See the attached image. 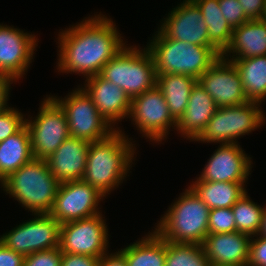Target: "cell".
Listing matches in <instances>:
<instances>
[{
    "mask_svg": "<svg viewBox=\"0 0 266 266\" xmlns=\"http://www.w3.org/2000/svg\"><path fill=\"white\" fill-rule=\"evenodd\" d=\"M232 55V56H231ZM266 55V22L248 20L233 29L229 46L221 56L229 61Z\"/></svg>",
    "mask_w": 266,
    "mask_h": 266,
    "instance_id": "cell-22",
    "label": "cell"
},
{
    "mask_svg": "<svg viewBox=\"0 0 266 266\" xmlns=\"http://www.w3.org/2000/svg\"><path fill=\"white\" fill-rule=\"evenodd\" d=\"M109 252L99 258V266H127L124 254L120 249L114 253Z\"/></svg>",
    "mask_w": 266,
    "mask_h": 266,
    "instance_id": "cell-40",
    "label": "cell"
},
{
    "mask_svg": "<svg viewBox=\"0 0 266 266\" xmlns=\"http://www.w3.org/2000/svg\"><path fill=\"white\" fill-rule=\"evenodd\" d=\"M249 20H261L266 0H238Z\"/></svg>",
    "mask_w": 266,
    "mask_h": 266,
    "instance_id": "cell-37",
    "label": "cell"
},
{
    "mask_svg": "<svg viewBox=\"0 0 266 266\" xmlns=\"http://www.w3.org/2000/svg\"><path fill=\"white\" fill-rule=\"evenodd\" d=\"M219 8L232 29L247 22L249 19L243 12L242 5L238 0H218Z\"/></svg>",
    "mask_w": 266,
    "mask_h": 266,
    "instance_id": "cell-33",
    "label": "cell"
},
{
    "mask_svg": "<svg viewBox=\"0 0 266 266\" xmlns=\"http://www.w3.org/2000/svg\"><path fill=\"white\" fill-rule=\"evenodd\" d=\"M146 48L156 74H182L196 80L221 56L213 46H199L165 37L158 29Z\"/></svg>",
    "mask_w": 266,
    "mask_h": 266,
    "instance_id": "cell-4",
    "label": "cell"
},
{
    "mask_svg": "<svg viewBox=\"0 0 266 266\" xmlns=\"http://www.w3.org/2000/svg\"><path fill=\"white\" fill-rule=\"evenodd\" d=\"M59 184L46 160L33 159L11 173L0 187L33 215L51 212Z\"/></svg>",
    "mask_w": 266,
    "mask_h": 266,
    "instance_id": "cell-3",
    "label": "cell"
},
{
    "mask_svg": "<svg viewBox=\"0 0 266 266\" xmlns=\"http://www.w3.org/2000/svg\"><path fill=\"white\" fill-rule=\"evenodd\" d=\"M33 216L1 235L0 242L24 256L60 247L61 224L50 214Z\"/></svg>",
    "mask_w": 266,
    "mask_h": 266,
    "instance_id": "cell-11",
    "label": "cell"
},
{
    "mask_svg": "<svg viewBox=\"0 0 266 266\" xmlns=\"http://www.w3.org/2000/svg\"><path fill=\"white\" fill-rule=\"evenodd\" d=\"M173 201L154 230L171 243L201 245L208 235L210 209L189 186Z\"/></svg>",
    "mask_w": 266,
    "mask_h": 266,
    "instance_id": "cell-5",
    "label": "cell"
},
{
    "mask_svg": "<svg viewBox=\"0 0 266 266\" xmlns=\"http://www.w3.org/2000/svg\"><path fill=\"white\" fill-rule=\"evenodd\" d=\"M188 186L209 209L232 208L248 192L246 183L202 181L199 177Z\"/></svg>",
    "mask_w": 266,
    "mask_h": 266,
    "instance_id": "cell-24",
    "label": "cell"
},
{
    "mask_svg": "<svg viewBox=\"0 0 266 266\" xmlns=\"http://www.w3.org/2000/svg\"><path fill=\"white\" fill-rule=\"evenodd\" d=\"M101 13L59 32L56 62L59 73L81 74L84 79L97 75L127 44L115 21Z\"/></svg>",
    "mask_w": 266,
    "mask_h": 266,
    "instance_id": "cell-1",
    "label": "cell"
},
{
    "mask_svg": "<svg viewBox=\"0 0 266 266\" xmlns=\"http://www.w3.org/2000/svg\"><path fill=\"white\" fill-rule=\"evenodd\" d=\"M197 80L182 74H157L156 86L162 91L173 119L183 116L192 87Z\"/></svg>",
    "mask_w": 266,
    "mask_h": 266,
    "instance_id": "cell-26",
    "label": "cell"
},
{
    "mask_svg": "<svg viewBox=\"0 0 266 266\" xmlns=\"http://www.w3.org/2000/svg\"><path fill=\"white\" fill-rule=\"evenodd\" d=\"M218 107L248 102L237 68L220 56L197 80Z\"/></svg>",
    "mask_w": 266,
    "mask_h": 266,
    "instance_id": "cell-17",
    "label": "cell"
},
{
    "mask_svg": "<svg viewBox=\"0 0 266 266\" xmlns=\"http://www.w3.org/2000/svg\"><path fill=\"white\" fill-rule=\"evenodd\" d=\"M49 96L63 110L70 137L96 142L108 138L116 131L97 111L91 98L79 85L64 98Z\"/></svg>",
    "mask_w": 266,
    "mask_h": 266,
    "instance_id": "cell-8",
    "label": "cell"
},
{
    "mask_svg": "<svg viewBox=\"0 0 266 266\" xmlns=\"http://www.w3.org/2000/svg\"><path fill=\"white\" fill-rule=\"evenodd\" d=\"M202 245L166 241L165 266H210Z\"/></svg>",
    "mask_w": 266,
    "mask_h": 266,
    "instance_id": "cell-30",
    "label": "cell"
},
{
    "mask_svg": "<svg viewBox=\"0 0 266 266\" xmlns=\"http://www.w3.org/2000/svg\"><path fill=\"white\" fill-rule=\"evenodd\" d=\"M25 256L12 251L0 242V266H23Z\"/></svg>",
    "mask_w": 266,
    "mask_h": 266,
    "instance_id": "cell-38",
    "label": "cell"
},
{
    "mask_svg": "<svg viewBox=\"0 0 266 266\" xmlns=\"http://www.w3.org/2000/svg\"><path fill=\"white\" fill-rule=\"evenodd\" d=\"M251 159L240 143L221 144L198 176L202 181L246 183L252 172Z\"/></svg>",
    "mask_w": 266,
    "mask_h": 266,
    "instance_id": "cell-16",
    "label": "cell"
},
{
    "mask_svg": "<svg viewBox=\"0 0 266 266\" xmlns=\"http://www.w3.org/2000/svg\"><path fill=\"white\" fill-rule=\"evenodd\" d=\"M132 138L119 129L102 141L90 142L83 181L106 198L119 188L133 167L137 150ZM136 154V155H135Z\"/></svg>",
    "mask_w": 266,
    "mask_h": 266,
    "instance_id": "cell-2",
    "label": "cell"
},
{
    "mask_svg": "<svg viewBox=\"0 0 266 266\" xmlns=\"http://www.w3.org/2000/svg\"><path fill=\"white\" fill-rule=\"evenodd\" d=\"M25 117L26 114L11 106L0 112V142L19 131L26 124Z\"/></svg>",
    "mask_w": 266,
    "mask_h": 266,
    "instance_id": "cell-32",
    "label": "cell"
},
{
    "mask_svg": "<svg viewBox=\"0 0 266 266\" xmlns=\"http://www.w3.org/2000/svg\"><path fill=\"white\" fill-rule=\"evenodd\" d=\"M83 84L81 88L91 98L97 111L114 129L119 130L121 127H117L118 123L129 116L130 97L119 86L99 74L85 79Z\"/></svg>",
    "mask_w": 266,
    "mask_h": 266,
    "instance_id": "cell-18",
    "label": "cell"
},
{
    "mask_svg": "<svg viewBox=\"0 0 266 266\" xmlns=\"http://www.w3.org/2000/svg\"><path fill=\"white\" fill-rule=\"evenodd\" d=\"M261 19L266 22V1H265L264 11H263V15Z\"/></svg>",
    "mask_w": 266,
    "mask_h": 266,
    "instance_id": "cell-42",
    "label": "cell"
},
{
    "mask_svg": "<svg viewBox=\"0 0 266 266\" xmlns=\"http://www.w3.org/2000/svg\"><path fill=\"white\" fill-rule=\"evenodd\" d=\"M234 231H236V223L231 208L210 209L208 234H223Z\"/></svg>",
    "mask_w": 266,
    "mask_h": 266,
    "instance_id": "cell-31",
    "label": "cell"
},
{
    "mask_svg": "<svg viewBox=\"0 0 266 266\" xmlns=\"http://www.w3.org/2000/svg\"><path fill=\"white\" fill-rule=\"evenodd\" d=\"M128 118L136 126L137 131H140L142 137L157 145L168 138L173 131L171 128L176 130L177 127L163 93L157 86L131 99Z\"/></svg>",
    "mask_w": 266,
    "mask_h": 266,
    "instance_id": "cell-10",
    "label": "cell"
},
{
    "mask_svg": "<svg viewBox=\"0 0 266 266\" xmlns=\"http://www.w3.org/2000/svg\"><path fill=\"white\" fill-rule=\"evenodd\" d=\"M61 266H99V258L62 252Z\"/></svg>",
    "mask_w": 266,
    "mask_h": 266,
    "instance_id": "cell-36",
    "label": "cell"
},
{
    "mask_svg": "<svg viewBox=\"0 0 266 266\" xmlns=\"http://www.w3.org/2000/svg\"><path fill=\"white\" fill-rule=\"evenodd\" d=\"M126 44L99 75L119 86L130 99L156 86L154 60L146 46Z\"/></svg>",
    "mask_w": 266,
    "mask_h": 266,
    "instance_id": "cell-6",
    "label": "cell"
},
{
    "mask_svg": "<svg viewBox=\"0 0 266 266\" xmlns=\"http://www.w3.org/2000/svg\"><path fill=\"white\" fill-rule=\"evenodd\" d=\"M218 106L197 81L192 87L183 116L178 120L176 131L180 137L194 141L215 114Z\"/></svg>",
    "mask_w": 266,
    "mask_h": 266,
    "instance_id": "cell-21",
    "label": "cell"
},
{
    "mask_svg": "<svg viewBox=\"0 0 266 266\" xmlns=\"http://www.w3.org/2000/svg\"><path fill=\"white\" fill-rule=\"evenodd\" d=\"M202 12L204 22L207 26L210 44L222 54L229 46L233 29L225 20L218 0H193Z\"/></svg>",
    "mask_w": 266,
    "mask_h": 266,
    "instance_id": "cell-28",
    "label": "cell"
},
{
    "mask_svg": "<svg viewBox=\"0 0 266 266\" xmlns=\"http://www.w3.org/2000/svg\"><path fill=\"white\" fill-rule=\"evenodd\" d=\"M33 159L31 136L25 124L18 132L0 142V184Z\"/></svg>",
    "mask_w": 266,
    "mask_h": 266,
    "instance_id": "cell-23",
    "label": "cell"
},
{
    "mask_svg": "<svg viewBox=\"0 0 266 266\" xmlns=\"http://www.w3.org/2000/svg\"><path fill=\"white\" fill-rule=\"evenodd\" d=\"M127 266H165L166 240L155 230L121 248Z\"/></svg>",
    "mask_w": 266,
    "mask_h": 266,
    "instance_id": "cell-25",
    "label": "cell"
},
{
    "mask_svg": "<svg viewBox=\"0 0 266 266\" xmlns=\"http://www.w3.org/2000/svg\"><path fill=\"white\" fill-rule=\"evenodd\" d=\"M90 142L69 137L46 159L50 172L62 183L82 180Z\"/></svg>",
    "mask_w": 266,
    "mask_h": 266,
    "instance_id": "cell-20",
    "label": "cell"
},
{
    "mask_svg": "<svg viewBox=\"0 0 266 266\" xmlns=\"http://www.w3.org/2000/svg\"><path fill=\"white\" fill-rule=\"evenodd\" d=\"M16 83L10 76L0 74V112L9 107L11 85Z\"/></svg>",
    "mask_w": 266,
    "mask_h": 266,
    "instance_id": "cell-39",
    "label": "cell"
},
{
    "mask_svg": "<svg viewBox=\"0 0 266 266\" xmlns=\"http://www.w3.org/2000/svg\"><path fill=\"white\" fill-rule=\"evenodd\" d=\"M247 266H266V238L256 235L250 240L249 261Z\"/></svg>",
    "mask_w": 266,
    "mask_h": 266,
    "instance_id": "cell-35",
    "label": "cell"
},
{
    "mask_svg": "<svg viewBox=\"0 0 266 266\" xmlns=\"http://www.w3.org/2000/svg\"><path fill=\"white\" fill-rule=\"evenodd\" d=\"M104 195L83 180L59 184L54 206L49 213L60 224L88 218L102 213L100 206Z\"/></svg>",
    "mask_w": 266,
    "mask_h": 266,
    "instance_id": "cell-13",
    "label": "cell"
},
{
    "mask_svg": "<svg viewBox=\"0 0 266 266\" xmlns=\"http://www.w3.org/2000/svg\"><path fill=\"white\" fill-rule=\"evenodd\" d=\"M61 255L59 247L37 251L25 256L23 266H61Z\"/></svg>",
    "mask_w": 266,
    "mask_h": 266,
    "instance_id": "cell-34",
    "label": "cell"
},
{
    "mask_svg": "<svg viewBox=\"0 0 266 266\" xmlns=\"http://www.w3.org/2000/svg\"><path fill=\"white\" fill-rule=\"evenodd\" d=\"M264 205L252 201L248 192L231 208L235 217L236 231L256 236L259 233Z\"/></svg>",
    "mask_w": 266,
    "mask_h": 266,
    "instance_id": "cell-29",
    "label": "cell"
},
{
    "mask_svg": "<svg viewBox=\"0 0 266 266\" xmlns=\"http://www.w3.org/2000/svg\"><path fill=\"white\" fill-rule=\"evenodd\" d=\"M242 87L248 101L263 103L266 100V55L236 59Z\"/></svg>",
    "mask_w": 266,
    "mask_h": 266,
    "instance_id": "cell-27",
    "label": "cell"
},
{
    "mask_svg": "<svg viewBox=\"0 0 266 266\" xmlns=\"http://www.w3.org/2000/svg\"><path fill=\"white\" fill-rule=\"evenodd\" d=\"M265 121V112L258 102L248 101L244 104L218 107L193 142L220 145L239 143V138L261 128Z\"/></svg>",
    "mask_w": 266,
    "mask_h": 266,
    "instance_id": "cell-7",
    "label": "cell"
},
{
    "mask_svg": "<svg viewBox=\"0 0 266 266\" xmlns=\"http://www.w3.org/2000/svg\"><path fill=\"white\" fill-rule=\"evenodd\" d=\"M161 21L158 30L165 37L193 45L212 46L202 12L193 0H183Z\"/></svg>",
    "mask_w": 266,
    "mask_h": 266,
    "instance_id": "cell-15",
    "label": "cell"
},
{
    "mask_svg": "<svg viewBox=\"0 0 266 266\" xmlns=\"http://www.w3.org/2000/svg\"><path fill=\"white\" fill-rule=\"evenodd\" d=\"M38 110L36 116H26V125L34 159L46 160L70 137V132L63 110L49 95L44 96Z\"/></svg>",
    "mask_w": 266,
    "mask_h": 266,
    "instance_id": "cell-9",
    "label": "cell"
},
{
    "mask_svg": "<svg viewBox=\"0 0 266 266\" xmlns=\"http://www.w3.org/2000/svg\"><path fill=\"white\" fill-rule=\"evenodd\" d=\"M105 221L104 215L100 213L61 224V252L102 257L110 247L109 231Z\"/></svg>",
    "mask_w": 266,
    "mask_h": 266,
    "instance_id": "cell-12",
    "label": "cell"
},
{
    "mask_svg": "<svg viewBox=\"0 0 266 266\" xmlns=\"http://www.w3.org/2000/svg\"><path fill=\"white\" fill-rule=\"evenodd\" d=\"M38 40L35 34L0 23V74L19 82L34 61Z\"/></svg>",
    "mask_w": 266,
    "mask_h": 266,
    "instance_id": "cell-14",
    "label": "cell"
},
{
    "mask_svg": "<svg viewBox=\"0 0 266 266\" xmlns=\"http://www.w3.org/2000/svg\"><path fill=\"white\" fill-rule=\"evenodd\" d=\"M258 235L266 238V206L265 204H264V208L262 212L261 227H260Z\"/></svg>",
    "mask_w": 266,
    "mask_h": 266,
    "instance_id": "cell-41",
    "label": "cell"
},
{
    "mask_svg": "<svg viewBox=\"0 0 266 266\" xmlns=\"http://www.w3.org/2000/svg\"><path fill=\"white\" fill-rule=\"evenodd\" d=\"M250 240L251 236L234 231L208 234L201 245L211 265L247 266Z\"/></svg>",
    "mask_w": 266,
    "mask_h": 266,
    "instance_id": "cell-19",
    "label": "cell"
}]
</instances>
